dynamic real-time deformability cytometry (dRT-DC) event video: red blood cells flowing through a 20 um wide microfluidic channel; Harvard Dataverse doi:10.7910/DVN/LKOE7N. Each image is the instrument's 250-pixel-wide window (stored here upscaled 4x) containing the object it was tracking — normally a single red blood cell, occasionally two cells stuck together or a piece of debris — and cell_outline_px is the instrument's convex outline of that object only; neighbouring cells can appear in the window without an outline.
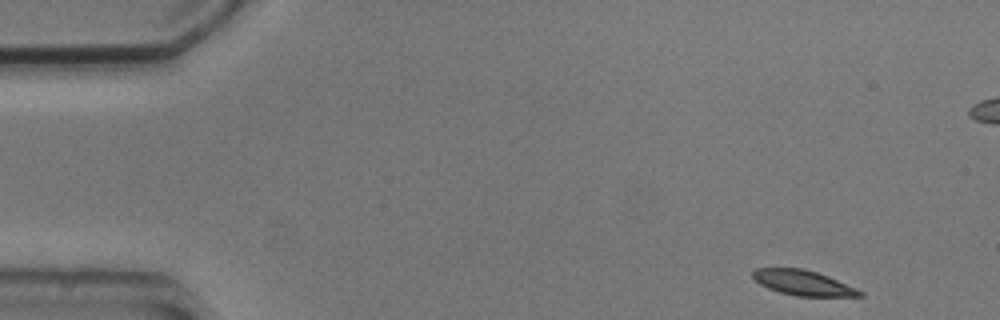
{"species": "common noctule bat (a hibernating species)", "species_latin": "Nyctalus noctula", "temperature_condition": "cold", "stored_images_in_passage": 5, "camera_frame_rate_fps": 3000, "um_per_image_px": 0.085, "animal": {"sex": "male", "body_mass_g": 20.5, "forearm_length_mm": 52.5}, "frame": {"image": 1, "passage_image": 1, "time_ms": 0.0, "image_size_px": [1000, 320], "cell_outline_px": [[864, 296], [796, 296], [780, 292], [768, 288], [760, 284], [752, 276], [752, 272], [756, 268], [804, 268], [828, 276], [856, 288], [864, 292]], "centroid_in_image_um": [68.26, 24.03], "position_along_channel_um": 16.7, "area_um2": 15.55}}